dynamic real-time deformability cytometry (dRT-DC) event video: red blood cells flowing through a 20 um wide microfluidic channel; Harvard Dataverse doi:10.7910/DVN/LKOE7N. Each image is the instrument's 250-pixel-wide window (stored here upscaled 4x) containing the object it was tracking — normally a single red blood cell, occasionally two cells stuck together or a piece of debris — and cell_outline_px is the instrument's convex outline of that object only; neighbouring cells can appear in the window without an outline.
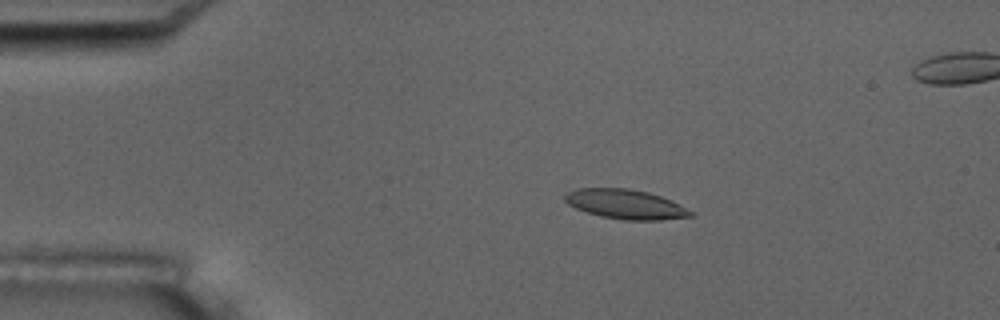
{"species": "common noctule bat (a hibernating species)", "species_latin": "Nyctalus noctula", "temperature_condition": "room temperature", "stored_images_in_passage": 5, "camera_frame_rate_fps": 3000, "um_per_image_px": 0.085, "animal": {"sex": "male", "body_mass_g": 17.5, "forearm_length_mm": 52.3}, "frame": {"image": 1, "passage_image": 2, "time_ms": 1.0, "image_size_px": [1000, 320], "cell_outline_px": [[692, 216], [660, 220], [624, 220], [600, 216], [576, 208], [568, 204], [564, 200], [564, 196], [568, 192], [576, 188], [628, 188], [648, 192], [672, 200], [692, 212]], "centroid_in_image_um": [53.15, 17.35], "position_along_channel_um": 31.9, "area_um2": 21.5}}